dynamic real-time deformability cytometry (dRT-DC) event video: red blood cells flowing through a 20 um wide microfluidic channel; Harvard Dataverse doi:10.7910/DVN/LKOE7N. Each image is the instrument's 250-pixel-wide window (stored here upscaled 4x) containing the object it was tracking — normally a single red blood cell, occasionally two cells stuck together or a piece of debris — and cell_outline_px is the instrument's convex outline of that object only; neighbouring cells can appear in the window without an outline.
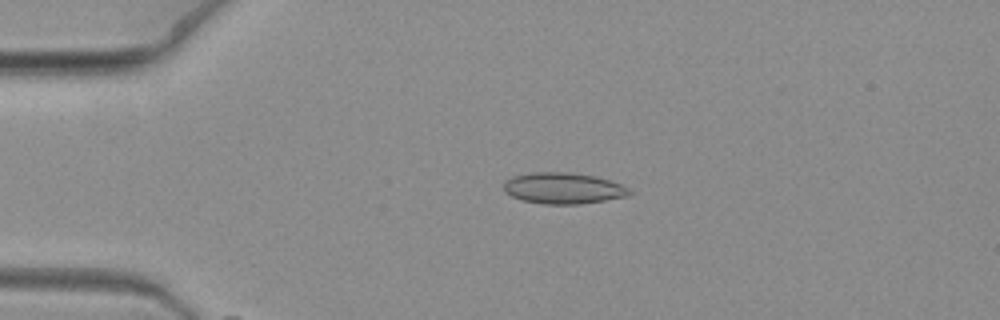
{"species": "common noctule bat (a hibernating species)", "species_latin": "Nyctalus noctula", "temperature_condition": "warm", "stored_images_in_passage": 23, "camera_frame_rate_fps": 3000, "um_per_image_px": 0.085, "animal": {"sex": "female", "body_mass_g": 19.3, "forearm_length_mm": 54.1}, "frame": {"image": 1, "passage_image": 4, "time_ms": 1.0, "image_size_px": [1000, 320], "cell_outline_px": [[632, 192], [628, 196], [580, 204], [544, 204], [524, 200], [512, 196], [504, 192], [504, 180], [512, 176], [532, 172], [560, 172], [596, 176], [620, 184], [628, 188]], "centroid_in_image_um": [47.84, 16.0], "position_along_channel_um": 37.2, "area_um2": 22.66}}